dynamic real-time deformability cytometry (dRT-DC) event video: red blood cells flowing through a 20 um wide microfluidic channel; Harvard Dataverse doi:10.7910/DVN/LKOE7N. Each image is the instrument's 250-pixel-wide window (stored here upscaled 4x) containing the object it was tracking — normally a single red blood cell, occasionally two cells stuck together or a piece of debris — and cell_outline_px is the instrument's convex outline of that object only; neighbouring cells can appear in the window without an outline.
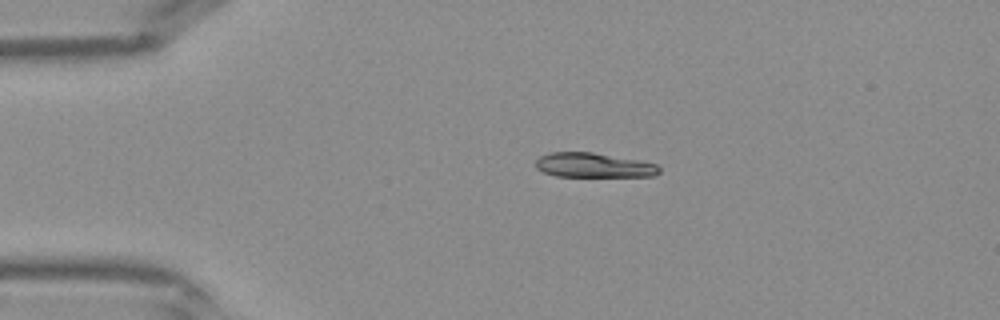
{"species": "Egyptian fruit bat (a non-hibernating species)", "species_latin": "Rousettus aegyptiacus", "temperature_condition": "warm", "stored_images_in_passage": 34, "camera_frame_rate_fps": 3000, "um_per_image_px": 0.085, "frame": {"image": 1, "passage_image": 1, "time_ms": 0.0, "image_size_px": [1000, 320], "cell_outline_px": [[660, 172], [656, 176], [556, 176], [544, 172], [536, 168], [536, 160], [540, 156], [552, 152], [592, 152], [636, 160], [656, 164], [660, 168]], "centroid_in_image_um": [50.44, 14.05], "position_along_channel_um": 34.6, "area_um2": 17.46}}
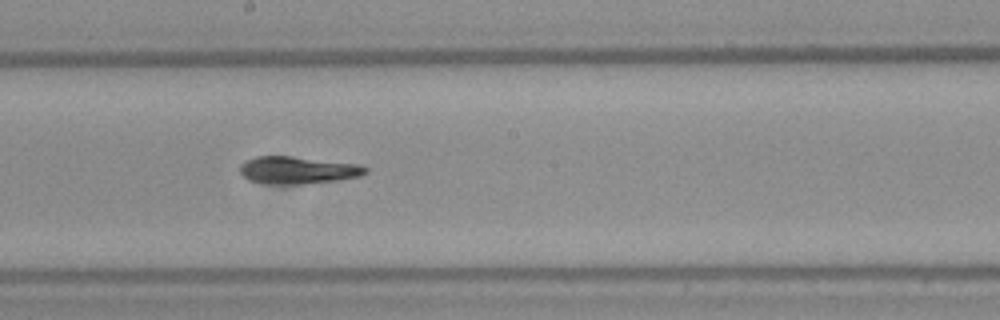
{"frame": {"image": 2, "passage_image": 15, "time_ms": 4.667, "image_size_px": [1000, 320], "cell_outline_px": [[368, 172], [360, 176], [336, 180], [300, 184], [264, 184], [248, 180], [240, 172], [240, 164], [244, 160], [256, 156], [292, 156], [360, 164], [368, 168]], "centroid_in_image_um": [25.28, 14.45], "position_along_channel_um": 222.9, "area_um2": 20.17}}
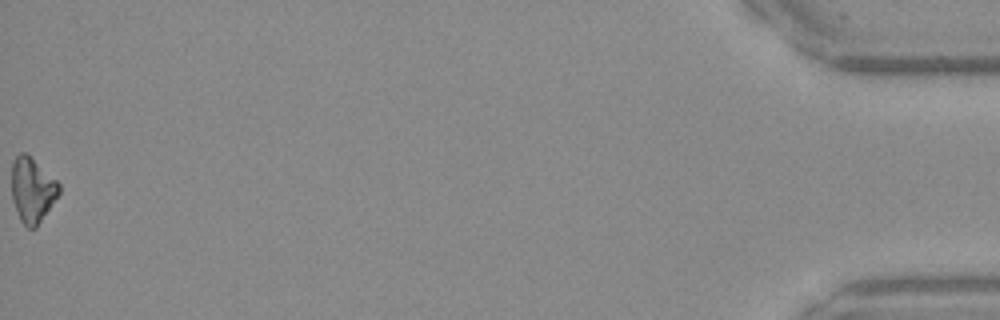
{"frame": {"image": 3, "passage_image": 34, "time_ms": 11.0, "image_size_px": [1000, 320], "cell_outline_px": [[60, 192], [36, 228], [28, 228], [20, 220], [12, 200], [12, 164], [16, 156], [20, 152], [24, 152], [56, 180], [60, 184]], "centroid_in_image_um": [2.73, 16.17], "position_along_channel_um": 432.5, "area_um2": 17.57}}